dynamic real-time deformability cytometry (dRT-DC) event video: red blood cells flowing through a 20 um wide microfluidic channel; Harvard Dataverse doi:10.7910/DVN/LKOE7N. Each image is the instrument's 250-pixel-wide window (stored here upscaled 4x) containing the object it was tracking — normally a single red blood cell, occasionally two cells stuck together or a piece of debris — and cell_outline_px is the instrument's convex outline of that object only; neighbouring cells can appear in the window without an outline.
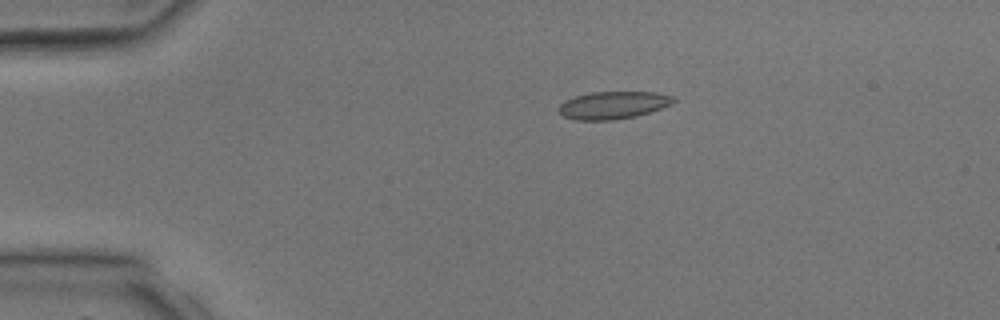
{"species": "common noctule bat (a hibernating species)", "species_latin": "Nyctalus noctula", "temperature_condition": "room temperature", "stored_images_in_passage": 3, "camera_frame_rate_fps": 3000, "um_per_image_px": 0.085, "animal": {"sex": "male", "body_mass_g": 17.9, "forearm_length_mm": 54.2}, "frame": {"image": 1, "passage_image": 2, "time_ms": 1.333, "image_size_px": [1000, 320], "cell_outline_px": [[676, 100], [672, 104], [636, 116], [612, 120], [572, 120], [564, 116], [560, 112], [560, 104], [564, 100], [576, 96], [592, 92], [656, 92], [672, 96]], "centroid_in_image_um": [52.11, 8.93], "position_along_channel_um": 32.9, "area_um2": 18.26}}